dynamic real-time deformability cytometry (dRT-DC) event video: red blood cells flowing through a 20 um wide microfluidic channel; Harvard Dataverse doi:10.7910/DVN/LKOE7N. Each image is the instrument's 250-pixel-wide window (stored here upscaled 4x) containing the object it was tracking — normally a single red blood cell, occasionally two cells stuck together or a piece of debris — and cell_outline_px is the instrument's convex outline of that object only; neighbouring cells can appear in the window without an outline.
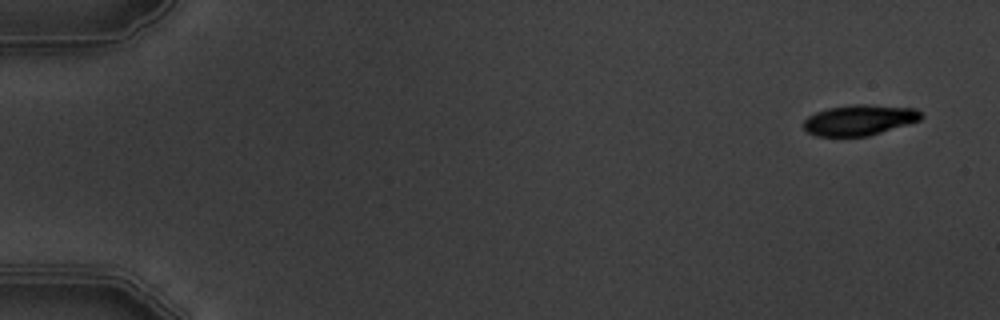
{"species": "common noctule bat (a hibernating species)", "species_latin": "Nyctalus noctula", "temperature_condition": "warm", "stored_images_in_passage": 6, "segment_of_instrument_passage": [1, 2], "camera_frame_rate_fps": 3000, "um_per_image_px": 0.085, "animal": {"sex": "male", "body_mass_g": 19.5, "forearm_length_mm": 54.6}, "frame": {"image": 1, "passage_image": 1, "time_ms": 0.0, "image_size_px": [1000, 320], "cell_outline_px": [[924, 116], [920, 120], [908, 124], [868, 136], [816, 136], [808, 132], [804, 128], [804, 120], [808, 116], [816, 112], [828, 108], [852, 104], [868, 104], [916, 108]], "centroid_in_image_um": [73.06, 10.19], "position_along_channel_um": 11.9, "area_um2": 20.98}}